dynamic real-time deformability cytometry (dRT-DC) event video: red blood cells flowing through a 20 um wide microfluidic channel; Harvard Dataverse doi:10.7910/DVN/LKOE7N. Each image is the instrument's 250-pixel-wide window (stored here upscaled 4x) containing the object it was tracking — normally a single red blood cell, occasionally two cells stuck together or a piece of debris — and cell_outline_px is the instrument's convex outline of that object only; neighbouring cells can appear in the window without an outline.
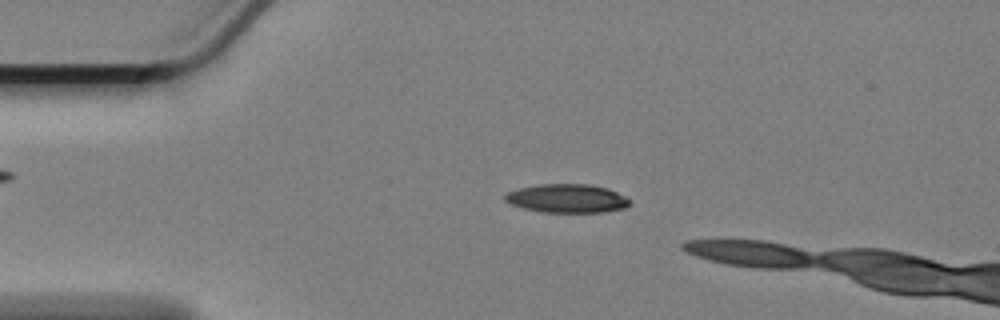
{"species": "Egyptian fruit bat (a non-hibernating species)", "species_latin": "Rousettus aegyptiacus", "temperature_condition": "cold", "stored_images_in_passage": 21, "camera_frame_rate_fps": 3000, "um_per_image_px": 0.085, "animal": {"sex": "female"}, "frame": {"image": 1, "passage_image": 12, "time_ms": 3.667, "image_size_px": [1000, 320], "cell_outline_px": [[632, 200], [624, 208], [604, 212], [544, 212], [524, 208], [512, 204], [504, 200], [504, 196], [508, 192], [520, 188], [536, 184], [588, 184], [608, 188]], "centroid_in_image_um": [48.21, 16.86], "position_along_channel_um": 36.8, "area_um2": 20.69}}
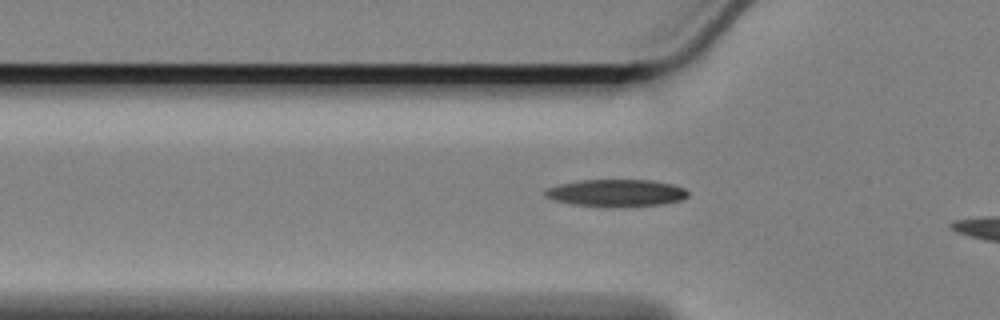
{"frame": {"image": 2, "passage_image": 18, "time_ms": 5.667, "image_size_px": [1000, 320], "cell_outline_px": [[688, 196], [680, 200], [664, 204], [632, 208], [616, 208], [572, 204], [556, 200], [544, 196], [544, 192], [548, 188], [560, 184], [580, 180], [652, 180], [672, 184], [684, 188], [688, 192]], "centroid_in_image_um": [52.42, 16.42], "position_along_channel_um": 73.4, "area_um2": 23.0}}